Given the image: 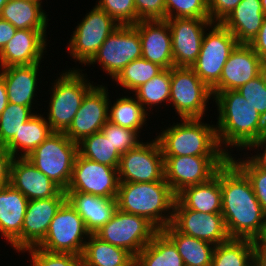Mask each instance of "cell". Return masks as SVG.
<instances>
[{"label": "cell", "instance_id": "d6a6232c", "mask_svg": "<svg viewBox=\"0 0 266 266\" xmlns=\"http://www.w3.org/2000/svg\"><path fill=\"white\" fill-rule=\"evenodd\" d=\"M135 266H185L175 244L159 230L135 257Z\"/></svg>", "mask_w": 266, "mask_h": 266}, {"label": "cell", "instance_id": "f546056e", "mask_svg": "<svg viewBox=\"0 0 266 266\" xmlns=\"http://www.w3.org/2000/svg\"><path fill=\"white\" fill-rule=\"evenodd\" d=\"M44 114L37 113L18 131V135L5 146L14 158H26L54 132L45 119Z\"/></svg>", "mask_w": 266, "mask_h": 266}, {"label": "cell", "instance_id": "681fc988", "mask_svg": "<svg viewBox=\"0 0 266 266\" xmlns=\"http://www.w3.org/2000/svg\"><path fill=\"white\" fill-rule=\"evenodd\" d=\"M14 156L5 148L0 146V187L10 183L11 164Z\"/></svg>", "mask_w": 266, "mask_h": 266}, {"label": "cell", "instance_id": "52a82bcc", "mask_svg": "<svg viewBox=\"0 0 266 266\" xmlns=\"http://www.w3.org/2000/svg\"><path fill=\"white\" fill-rule=\"evenodd\" d=\"M209 99H214L212 90L191 67L171 68L169 104H172L179 118L203 119L208 109Z\"/></svg>", "mask_w": 266, "mask_h": 266}, {"label": "cell", "instance_id": "8d00e7d4", "mask_svg": "<svg viewBox=\"0 0 266 266\" xmlns=\"http://www.w3.org/2000/svg\"><path fill=\"white\" fill-rule=\"evenodd\" d=\"M78 153L89 160L118 168L121 154L104 134L96 132L78 142Z\"/></svg>", "mask_w": 266, "mask_h": 266}, {"label": "cell", "instance_id": "f6af8a7d", "mask_svg": "<svg viewBox=\"0 0 266 266\" xmlns=\"http://www.w3.org/2000/svg\"><path fill=\"white\" fill-rule=\"evenodd\" d=\"M236 91L266 120V74L264 71Z\"/></svg>", "mask_w": 266, "mask_h": 266}, {"label": "cell", "instance_id": "6da1fadb", "mask_svg": "<svg viewBox=\"0 0 266 266\" xmlns=\"http://www.w3.org/2000/svg\"><path fill=\"white\" fill-rule=\"evenodd\" d=\"M222 216L232 239L264 241L266 215L247 176L228 159L220 167Z\"/></svg>", "mask_w": 266, "mask_h": 266}, {"label": "cell", "instance_id": "d590c367", "mask_svg": "<svg viewBox=\"0 0 266 266\" xmlns=\"http://www.w3.org/2000/svg\"><path fill=\"white\" fill-rule=\"evenodd\" d=\"M171 84V68L163 69L147 83L140 85L132 93L147 112L154 106L169 104Z\"/></svg>", "mask_w": 266, "mask_h": 266}, {"label": "cell", "instance_id": "7402d4cb", "mask_svg": "<svg viewBox=\"0 0 266 266\" xmlns=\"http://www.w3.org/2000/svg\"><path fill=\"white\" fill-rule=\"evenodd\" d=\"M139 33L142 58L164 69L174 67L170 27L167 20H141L133 25Z\"/></svg>", "mask_w": 266, "mask_h": 266}, {"label": "cell", "instance_id": "7a4b0ae2", "mask_svg": "<svg viewBox=\"0 0 266 266\" xmlns=\"http://www.w3.org/2000/svg\"><path fill=\"white\" fill-rule=\"evenodd\" d=\"M214 101L218 112L217 139L229 156L234 155L230 152L232 148H237V152L245 150L266 134V120L236 90L219 92Z\"/></svg>", "mask_w": 266, "mask_h": 266}, {"label": "cell", "instance_id": "2e32d148", "mask_svg": "<svg viewBox=\"0 0 266 266\" xmlns=\"http://www.w3.org/2000/svg\"><path fill=\"white\" fill-rule=\"evenodd\" d=\"M170 27L173 62L176 67H191L197 60L210 19H167Z\"/></svg>", "mask_w": 266, "mask_h": 266}, {"label": "cell", "instance_id": "3957f363", "mask_svg": "<svg viewBox=\"0 0 266 266\" xmlns=\"http://www.w3.org/2000/svg\"><path fill=\"white\" fill-rule=\"evenodd\" d=\"M176 198L164 178L154 182H120L116 199L120 211L144 217L163 230L172 222Z\"/></svg>", "mask_w": 266, "mask_h": 266}, {"label": "cell", "instance_id": "9a60e30c", "mask_svg": "<svg viewBox=\"0 0 266 266\" xmlns=\"http://www.w3.org/2000/svg\"><path fill=\"white\" fill-rule=\"evenodd\" d=\"M119 184L117 168L89 160L78 153L65 192H83L116 199Z\"/></svg>", "mask_w": 266, "mask_h": 266}, {"label": "cell", "instance_id": "ba28073f", "mask_svg": "<svg viewBox=\"0 0 266 266\" xmlns=\"http://www.w3.org/2000/svg\"><path fill=\"white\" fill-rule=\"evenodd\" d=\"M208 30L209 33H204L200 53L191 68L212 89L220 81L229 55L239 43L222 23H212Z\"/></svg>", "mask_w": 266, "mask_h": 266}, {"label": "cell", "instance_id": "9f6ffc18", "mask_svg": "<svg viewBox=\"0 0 266 266\" xmlns=\"http://www.w3.org/2000/svg\"><path fill=\"white\" fill-rule=\"evenodd\" d=\"M9 0H0V14L2 11V8L5 6V4L8 2Z\"/></svg>", "mask_w": 266, "mask_h": 266}, {"label": "cell", "instance_id": "e575fe53", "mask_svg": "<svg viewBox=\"0 0 266 266\" xmlns=\"http://www.w3.org/2000/svg\"><path fill=\"white\" fill-rule=\"evenodd\" d=\"M255 241L232 239L215 246L211 266H248L254 260Z\"/></svg>", "mask_w": 266, "mask_h": 266}, {"label": "cell", "instance_id": "f5cc1de1", "mask_svg": "<svg viewBox=\"0 0 266 266\" xmlns=\"http://www.w3.org/2000/svg\"><path fill=\"white\" fill-rule=\"evenodd\" d=\"M254 261L258 266H266V242L255 241Z\"/></svg>", "mask_w": 266, "mask_h": 266}, {"label": "cell", "instance_id": "cb8c5ba5", "mask_svg": "<svg viewBox=\"0 0 266 266\" xmlns=\"http://www.w3.org/2000/svg\"><path fill=\"white\" fill-rule=\"evenodd\" d=\"M9 184L28 200L55 197L62 190L27 158L13 159Z\"/></svg>", "mask_w": 266, "mask_h": 266}, {"label": "cell", "instance_id": "bcb514c9", "mask_svg": "<svg viewBox=\"0 0 266 266\" xmlns=\"http://www.w3.org/2000/svg\"><path fill=\"white\" fill-rule=\"evenodd\" d=\"M139 21L166 20L165 0H134Z\"/></svg>", "mask_w": 266, "mask_h": 266}, {"label": "cell", "instance_id": "4316f807", "mask_svg": "<svg viewBox=\"0 0 266 266\" xmlns=\"http://www.w3.org/2000/svg\"><path fill=\"white\" fill-rule=\"evenodd\" d=\"M264 18L261 0H242L221 23L239 44H249L258 34Z\"/></svg>", "mask_w": 266, "mask_h": 266}, {"label": "cell", "instance_id": "1f68e13d", "mask_svg": "<svg viewBox=\"0 0 266 266\" xmlns=\"http://www.w3.org/2000/svg\"><path fill=\"white\" fill-rule=\"evenodd\" d=\"M161 231L175 244L185 266H211L215 245L180 233L172 224Z\"/></svg>", "mask_w": 266, "mask_h": 266}, {"label": "cell", "instance_id": "484cf974", "mask_svg": "<svg viewBox=\"0 0 266 266\" xmlns=\"http://www.w3.org/2000/svg\"><path fill=\"white\" fill-rule=\"evenodd\" d=\"M66 200L83 219L90 234L99 231L113 216L117 199L83 192H65Z\"/></svg>", "mask_w": 266, "mask_h": 266}, {"label": "cell", "instance_id": "836d02e7", "mask_svg": "<svg viewBox=\"0 0 266 266\" xmlns=\"http://www.w3.org/2000/svg\"><path fill=\"white\" fill-rule=\"evenodd\" d=\"M133 96V97H132ZM139 103L134 95L116 98L112 104L108 105V121L112 124L135 130L138 134L146 126L147 119L150 115ZM148 115V116H147Z\"/></svg>", "mask_w": 266, "mask_h": 266}, {"label": "cell", "instance_id": "30bf717a", "mask_svg": "<svg viewBox=\"0 0 266 266\" xmlns=\"http://www.w3.org/2000/svg\"><path fill=\"white\" fill-rule=\"evenodd\" d=\"M89 235L83 219L66 200L52 219L45 238L37 247L44 251L81 256Z\"/></svg>", "mask_w": 266, "mask_h": 266}, {"label": "cell", "instance_id": "8992f818", "mask_svg": "<svg viewBox=\"0 0 266 266\" xmlns=\"http://www.w3.org/2000/svg\"><path fill=\"white\" fill-rule=\"evenodd\" d=\"M77 155L78 143L71 141L64 132H53L26 158L65 191Z\"/></svg>", "mask_w": 266, "mask_h": 266}, {"label": "cell", "instance_id": "74e56055", "mask_svg": "<svg viewBox=\"0 0 266 266\" xmlns=\"http://www.w3.org/2000/svg\"><path fill=\"white\" fill-rule=\"evenodd\" d=\"M164 68L144 58L135 59L126 65L120 73L112 80L125 91L136 90L140 85L147 83Z\"/></svg>", "mask_w": 266, "mask_h": 266}, {"label": "cell", "instance_id": "ab89813d", "mask_svg": "<svg viewBox=\"0 0 266 266\" xmlns=\"http://www.w3.org/2000/svg\"><path fill=\"white\" fill-rule=\"evenodd\" d=\"M229 156V159L247 176L254 194L266 215V171L258 168L248 157L241 159Z\"/></svg>", "mask_w": 266, "mask_h": 266}, {"label": "cell", "instance_id": "c3c4849f", "mask_svg": "<svg viewBox=\"0 0 266 266\" xmlns=\"http://www.w3.org/2000/svg\"><path fill=\"white\" fill-rule=\"evenodd\" d=\"M260 147V148H259ZM251 152L254 151L256 154L253 155L250 153L251 157L247 154L244 153V157L248 156V158L260 169L266 171V134H263L259 139L253 141L247 148ZM260 149V150H259ZM263 151V152H261Z\"/></svg>", "mask_w": 266, "mask_h": 266}, {"label": "cell", "instance_id": "e0dca14e", "mask_svg": "<svg viewBox=\"0 0 266 266\" xmlns=\"http://www.w3.org/2000/svg\"><path fill=\"white\" fill-rule=\"evenodd\" d=\"M171 224L180 233L215 246L230 239L221 213H201L187 209L177 198Z\"/></svg>", "mask_w": 266, "mask_h": 266}, {"label": "cell", "instance_id": "816d5d0a", "mask_svg": "<svg viewBox=\"0 0 266 266\" xmlns=\"http://www.w3.org/2000/svg\"><path fill=\"white\" fill-rule=\"evenodd\" d=\"M17 29L8 21L0 18V52L14 37Z\"/></svg>", "mask_w": 266, "mask_h": 266}, {"label": "cell", "instance_id": "ee69618b", "mask_svg": "<svg viewBox=\"0 0 266 266\" xmlns=\"http://www.w3.org/2000/svg\"><path fill=\"white\" fill-rule=\"evenodd\" d=\"M101 132L106 139H109L113 147L120 153H126L128 150L135 148L141 139L135 130L121 127L107 121L102 127Z\"/></svg>", "mask_w": 266, "mask_h": 266}, {"label": "cell", "instance_id": "11a10c76", "mask_svg": "<svg viewBox=\"0 0 266 266\" xmlns=\"http://www.w3.org/2000/svg\"><path fill=\"white\" fill-rule=\"evenodd\" d=\"M261 6H262L263 13L266 16V0H261Z\"/></svg>", "mask_w": 266, "mask_h": 266}, {"label": "cell", "instance_id": "f907efd6", "mask_svg": "<svg viewBox=\"0 0 266 266\" xmlns=\"http://www.w3.org/2000/svg\"><path fill=\"white\" fill-rule=\"evenodd\" d=\"M266 64V16L258 34L248 44Z\"/></svg>", "mask_w": 266, "mask_h": 266}, {"label": "cell", "instance_id": "5b68a950", "mask_svg": "<svg viewBox=\"0 0 266 266\" xmlns=\"http://www.w3.org/2000/svg\"><path fill=\"white\" fill-rule=\"evenodd\" d=\"M59 75L50 84L51 90H48L50 100L45 119L54 132H65L81 107L85 95L96 83L93 84L82 69L75 67L59 72Z\"/></svg>", "mask_w": 266, "mask_h": 266}, {"label": "cell", "instance_id": "6f0895ef", "mask_svg": "<svg viewBox=\"0 0 266 266\" xmlns=\"http://www.w3.org/2000/svg\"><path fill=\"white\" fill-rule=\"evenodd\" d=\"M248 266H258L255 261L253 260Z\"/></svg>", "mask_w": 266, "mask_h": 266}, {"label": "cell", "instance_id": "83f0119b", "mask_svg": "<svg viewBox=\"0 0 266 266\" xmlns=\"http://www.w3.org/2000/svg\"><path fill=\"white\" fill-rule=\"evenodd\" d=\"M177 199L187 209L201 213H221L220 168L209 181L184 188L177 194Z\"/></svg>", "mask_w": 266, "mask_h": 266}, {"label": "cell", "instance_id": "7bdbcfd3", "mask_svg": "<svg viewBox=\"0 0 266 266\" xmlns=\"http://www.w3.org/2000/svg\"><path fill=\"white\" fill-rule=\"evenodd\" d=\"M96 6L104 10L119 25H134L139 21L134 0H97Z\"/></svg>", "mask_w": 266, "mask_h": 266}, {"label": "cell", "instance_id": "9c48e42d", "mask_svg": "<svg viewBox=\"0 0 266 266\" xmlns=\"http://www.w3.org/2000/svg\"><path fill=\"white\" fill-rule=\"evenodd\" d=\"M118 26L110 15L95 5L70 35L66 48L70 57L87 67L104 41Z\"/></svg>", "mask_w": 266, "mask_h": 266}, {"label": "cell", "instance_id": "4fadbf2b", "mask_svg": "<svg viewBox=\"0 0 266 266\" xmlns=\"http://www.w3.org/2000/svg\"><path fill=\"white\" fill-rule=\"evenodd\" d=\"M120 182H154L165 178L164 157L156 136L121 154L118 165Z\"/></svg>", "mask_w": 266, "mask_h": 266}, {"label": "cell", "instance_id": "d4e9b609", "mask_svg": "<svg viewBox=\"0 0 266 266\" xmlns=\"http://www.w3.org/2000/svg\"><path fill=\"white\" fill-rule=\"evenodd\" d=\"M41 63L0 68V75L4 78L8 100L10 103L33 108L37 102L36 92L41 73ZM37 89V90H36ZM35 99V100H34Z\"/></svg>", "mask_w": 266, "mask_h": 266}, {"label": "cell", "instance_id": "ffe728a7", "mask_svg": "<svg viewBox=\"0 0 266 266\" xmlns=\"http://www.w3.org/2000/svg\"><path fill=\"white\" fill-rule=\"evenodd\" d=\"M46 33V30L17 29L14 37L0 52V68L44 61L42 59L48 46Z\"/></svg>", "mask_w": 266, "mask_h": 266}, {"label": "cell", "instance_id": "5bb4252c", "mask_svg": "<svg viewBox=\"0 0 266 266\" xmlns=\"http://www.w3.org/2000/svg\"><path fill=\"white\" fill-rule=\"evenodd\" d=\"M228 159L229 156L164 157L165 181L177 195L188 186L209 181Z\"/></svg>", "mask_w": 266, "mask_h": 266}, {"label": "cell", "instance_id": "db71d44e", "mask_svg": "<svg viewBox=\"0 0 266 266\" xmlns=\"http://www.w3.org/2000/svg\"><path fill=\"white\" fill-rule=\"evenodd\" d=\"M8 96L4 78L0 75V115L8 104Z\"/></svg>", "mask_w": 266, "mask_h": 266}, {"label": "cell", "instance_id": "603a6c76", "mask_svg": "<svg viewBox=\"0 0 266 266\" xmlns=\"http://www.w3.org/2000/svg\"><path fill=\"white\" fill-rule=\"evenodd\" d=\"M28 199L10 184L0 187V236L22 253V225Z\"/></svg>", "mask_w": 266, "mask_h": 266}, {"label": "cell", "instance_id": "60d3db41", "mask_svg": "<svg viewBox=\"0 0 266 266\" xmlns=\"http://www.w3.org/2000/svg\"><path fill=\"white\" fill-rule=\"evenodd\" d=\"M166 20L173 18L209 19L208 0H165Z\"/></svg>", "mask_w": 266, "mask_h": 266}, {"label": "cell", "instance_id": "7dc6e473", "mask_svg": "<svg viewBox=\"0 0 266 266\" xmlns=\"http://www.w3.org/2000/svg\"><path fill=\"white\" fill-rule=\"evenodd\" d=\"M242 0H208L209 19L221 23Z\"/></svg>", "mask_w": 266, "mask_h": 266}, {"label": "cell", "instance_id": "ac0fdd59", "mask_svg": "<svg viewBox=\"0 0 266 266\" xmlns=\"http://www.w3.org/2000/svg\"><path fill=\"white\" fill-rule=\"evenodd\" d=\"M107 86L97 84L84 97L65 135L76 143L84 137L100 132L108 121L109 97Z\"/></svg>", "mask_w": 266, "mask_h": 266}, {"label": "cell", "instance_id": "8fae6325", "mask_svg": "<svg viewBox=\"0 0 266 266\" xmlns=\"http://www.w3.org/2000/svg\"><path fill=\"white\" fill-rule=\"evenodd\" d=\"M158 231L146 218L117 209L95 235L109 244L126 249L136 257Z\"/></svg>", "mask_w": 266, "mask_h": 266}, {"label": "cell", "instance_id": "b9f144b4", "mask_svg": "<svg viewBox=\"0 0 266 266\" xmlns=\"http://www.w3.org/2000/svg\"><path fill=\"white\" fill-rule=\"evenodd\" d=\"M29 252L30 266H82L81 256L72 253L44 251L37 246L28 248L22 253Z\"/></svg>", "mask_w": 266, "mask_h": 266}, {"label": "cell", "instance_id": "f35d334b", "mask_svg": "<svg viewBox=\"0 0 266 266\" xmlns=\"http://www.w3.org/2000/svg\"><path fill=\"white\" fill-rule=\"evenodd\" d=\"M34 114L31 107L8 102L0 115V146H6L15 135H18L22 124Z\"/></svg>", "mask_w": 266, "mask_h": 266}, {"label": "cell", "instance_id": "d6986e66", "mask_svg": "<svg viewBox=\"0 0 266 266\" xmlns=\"http://www.w3.org/2000/svg\"><path fill=\"white\" fill-rule=\"evenodd\" d=\"M265 63L248 45L238 44L225 63L220 81L211 89L213 97L223 91L237 90L264 71Z\"/></svg>", "mask_w": 266, "mask_h": 266}, {"label": "cell", "instance_id": "4dcf8cb0", "mask_svg": "<svg viewBox=\"0 0 266 266\" xmlns=\"http://www.w3.org/2000/svg\"><path fill=\"white\" fill-rule=\"evenodd\" d=\"M81 263L82 266H134L135 257L126 249L90 234L81 255Z\"/></svg>", "mask_w": 266, "mask_h": 266}, {"label": "cell", "instance_id": "44dd1931", "mask_svg": "<svg viewBox=\"0 0 266 266\" xmlns=\"http://www.w3.org/2000/svg\"><path fill=\"white\" fill-rule=\"evenodd\" d=\"M65 201L64 190L55 197L28 201L22 225V252L45 238L52 219Z\"/></svg>", "mask_w": 266, "mask_h": 266}, {"label": "cell", "instance_id": "277c9868", "mask_svg": "<svg viewBox=\"0 0 266 266\" xmlns=\"http://www.w3.org/2000/svg\"><path fill=\"white\" fill-rule=\"evenodd\" d=\"M201 118L180 119L156 137L163 157L229 156L219 145L215 125Z\"/></svg>", "mask_w": 266, "mask_h": 266}, {"label": "cell", "instance_id": "7c38bea8", "mask_svg": "<svg viewBox=\"0 0 266 266\" xmlns=\"http://www.w3.org/2000/svg\"><path fill=\"white\" fill-rule=\"evenodd\" d=\"M141 57V40L136 28L133 25H119L87 65L98 63L113 80L126 65Z\"/></svg>", "mask_w": 266, "mask_h": 266}, {"label": "cell", "instance_id": "680465c9", "mask_svg": "<svg viewBox=\"0 0 266 266\" xmlns=\"http://www.w3.org/2000/svg\"><path fill=\"white\" fill-rule=\"evenodd\" d=\"M264 72H265V74H266V64L264 65Z\"/></svg>", "mask_w": 266, "mask_h": 266}, {"label": "cell", "instance_id": "f1b7e54d", "mask_svg": "<svg viewBox=\"0 0 266 266\" xmlns=\"http://www.w3.org/2000/svg\"><path fill=\"white\" fill-rule=\"evenodd\" d=\"M37 0H9L2 8L0 18L16 29L47 30L48 14Z\"/></svg>", "mask_w": 266, "mask_h": 266}]
</instances>
